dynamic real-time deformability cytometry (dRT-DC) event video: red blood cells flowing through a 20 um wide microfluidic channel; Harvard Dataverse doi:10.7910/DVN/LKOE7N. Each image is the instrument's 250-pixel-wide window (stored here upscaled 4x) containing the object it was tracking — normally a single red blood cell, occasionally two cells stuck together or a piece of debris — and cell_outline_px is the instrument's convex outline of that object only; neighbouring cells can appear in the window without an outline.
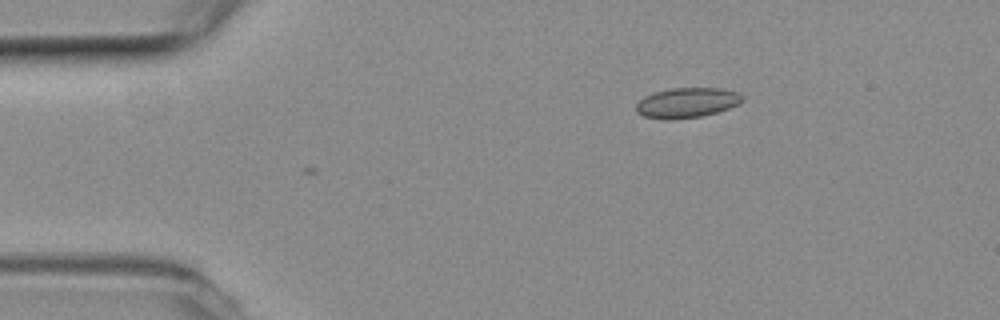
{"species": "common noctule bat (a hibernating species)", "species_latin": "Nyctalus noctula", "temperature_condition": "room temperature", "stored_images_in_passage": 3, "camera_frame_rate_fps": 3000, "um_per_image_px": 0.085, "animal": {"sex": "female", "body_mass_g": 19.3, "forearm_length_mm": 54.1}, "frame": {"image": 1, "passage_image": 3, "time_ms": 0.667, "image_size_px": [1000, 320], "cell_outline_px": [[744, 100], [740, 104], [716, 112], [700, 116], [668, 120], [664, 120], [644, 116], [636, 112], [636, 104], [644, 96], [656, 92], [672, 88], [720, 88], [736, 92], [744, 96]], "centroid_in_image_um": [58.39, 8.73], "position_along_channel_um": 26.6, "area_um2": 18.55}}